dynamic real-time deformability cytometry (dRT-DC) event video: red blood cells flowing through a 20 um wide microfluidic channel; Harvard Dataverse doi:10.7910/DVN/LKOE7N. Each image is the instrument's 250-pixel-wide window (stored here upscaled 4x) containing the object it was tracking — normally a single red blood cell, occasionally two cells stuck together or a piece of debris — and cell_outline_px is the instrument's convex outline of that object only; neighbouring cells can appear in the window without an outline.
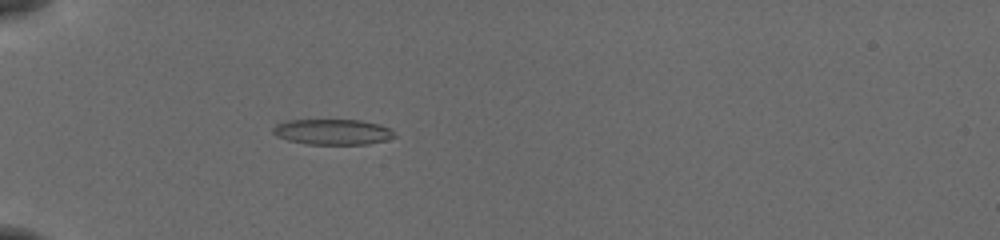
{"species": "common noctule bat (a hibernating species)", "species_latin": "Nyctalus noctula", "temperature_condition": "cold", "stored_images_in_passage": 34, "camera_frame_rate_fps": 3000, "um_per_image_px": 0.085, "animal": {"sex": "female", "body_mass_g": 19.5, "forearm_length_mm": 54.1}, "frame": {"image": 1, "passage_image": 1, "time_ms": 0.0, "image_size_px": [1000, 240], "cell_outline_px": [[396, 136], [384, 140], [368, 144], [308, 144], [288, 140], [276, 136], [272, 132], [272, 128], [276, 124], [288, 120], [360, 120], [380, 124], [388, 128]], "centroid_in_image_um": [28.23, 11.2], "position_along_channel_um": 56.8, "area_um2": 17.98}}
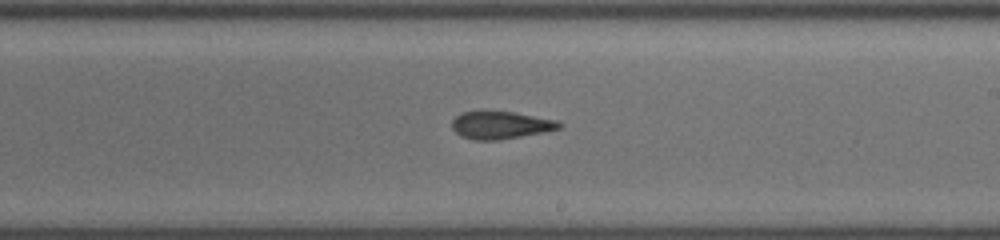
{"frame": {"image": 2, "passage_image": 17, "time_ms": 5.333, "image_size_px": [1000, 240], "cell_outline_px": [[564, 124], [560, 128], [544, 132], [500, 140], [472, 140], [460, 136], [452, 128], [452, 120], [460, 112], [512, 112], [560, 120]], "centroid_in_image_um": [42.58, 10.64], "position_along_channel_um": 246.4, "area_um2": 17.28}}
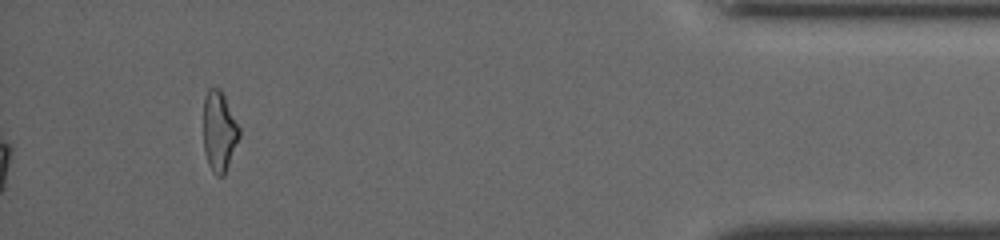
{"frame": {"image": 3, "passage_image": 34, "time_ms": 11.0, "image_size_px": [1000, 240], "cell_outline_px": [[240, 136], [224, 176], [216, 176], [212, 172], [208, 164], [204, 152], [204, 96], [208, 88], [220, 88], [240, 128]], "centroid_in_image_um": [18.62, 11.18], "position_along_channel_um": 416.6, "area_um2": 16.76}, "authors_computed_cell_mechanics": {"area_um2": 17.7446, "velocity_mm_per_s": 3.8855, "shape_relaxation_time_tau1_ms": 8.2529, "shape_relaxation_time_tau2_ms": 1.6276, "deformation_change_tau1": 0.2274, "deformation_change_tau2": 0.0697}}